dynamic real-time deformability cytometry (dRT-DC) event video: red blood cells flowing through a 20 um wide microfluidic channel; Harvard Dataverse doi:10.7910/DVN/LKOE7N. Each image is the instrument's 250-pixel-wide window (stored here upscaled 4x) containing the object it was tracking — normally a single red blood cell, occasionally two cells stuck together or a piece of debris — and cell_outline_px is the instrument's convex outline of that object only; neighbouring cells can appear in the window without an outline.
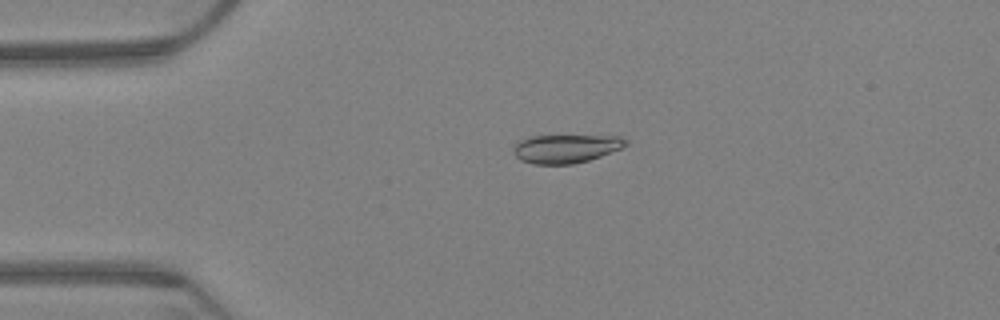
{"species": "Egyptian fruit bat (a non-hibernating species)", "species_latin": "Rousettus aegyptiacus", "temperature_condition": "warm", "stored_images_in_passage": 42, "camera_frame_rate_fps": 3000, "um_per_image_px": 0.085, "animal": {"sex": "female"}, "frame": {"image": 1, "passage_image": 1, "time_ms": 0.0, "image_size_px": [1000, 320], "cell_outline_px": [[628, 144], [620, 148], [600, 156], [588, 160], [572, 164], [532, 164], [520, 160], [512, 152], [512, 148], [520, 140], [528, 136], [620, 136], [628, 140]], "centroid_in_image_um": [48.06, 12.63], "position_along_channel_um": 36.9, "area_um2": 18.61}}
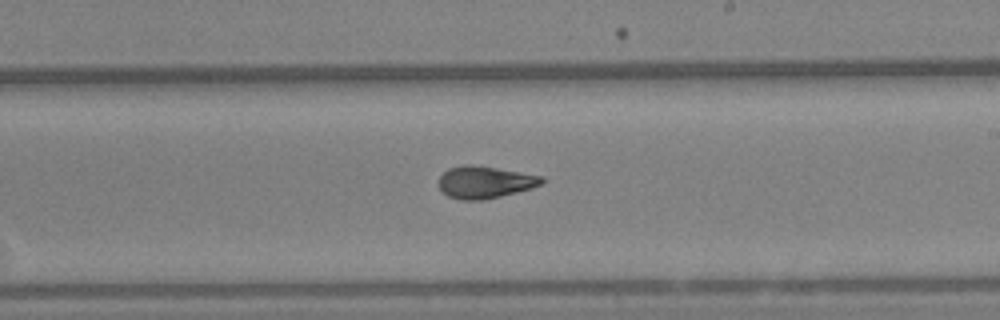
{"frame": {"image": 2, "passage_image": 24, "time_ms": 7.667, "image_size_px": [1000, 320], "cell_outline_px": [[544, 180], [540, 184], [532, 188], [484, 200], [460, 200], [448, 196], [440, 188], [440, 176], [448, 168], [468, 164], [472, 164], [544, 176]], "centroid_in_image_um": [41.21, 15.48], "position_along_channel_um": 247.8, "area_um2": 19.13}}
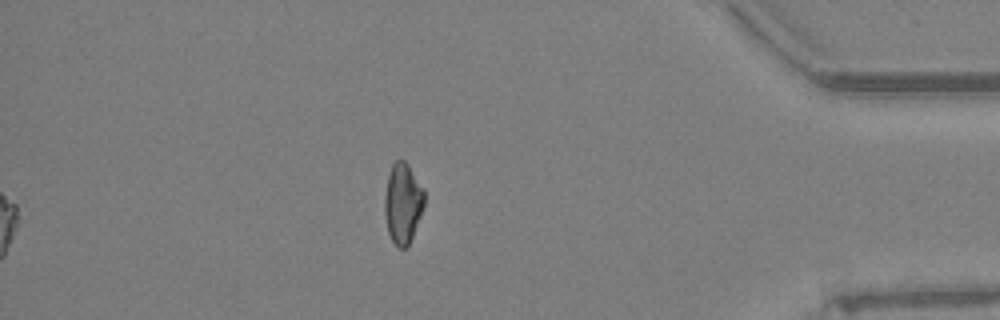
{"frame": {"image": 3, "passage_image": 42, "time_ms": 13.667, "image_size_px": [1000, 320], "cell_outline_px": [[424, 208], [412, 236], [408, 244], [404, 248], [400, 248], [392, 240], [388, 232], [384, 216], [384, 196], [388, 176], [392, 164], [396, 160], [404, 160], [408, 164], [424, 188]], "centroid_in_image_um": [34.23, 17.25], "position_along_channel_um": 401.0, "area_um2": 18.61}, "authors_computed_cell_mechanics": {"area_um2": 19.1029, "velocity_mm_per_s": 3.1977, "shape_relaxation_time_tau1_ms": null, "shape_relaxation_time_tau2_ms": 2.3451, "deformation_change_tau1": null, "deformation_change_tau2": 0.074}}